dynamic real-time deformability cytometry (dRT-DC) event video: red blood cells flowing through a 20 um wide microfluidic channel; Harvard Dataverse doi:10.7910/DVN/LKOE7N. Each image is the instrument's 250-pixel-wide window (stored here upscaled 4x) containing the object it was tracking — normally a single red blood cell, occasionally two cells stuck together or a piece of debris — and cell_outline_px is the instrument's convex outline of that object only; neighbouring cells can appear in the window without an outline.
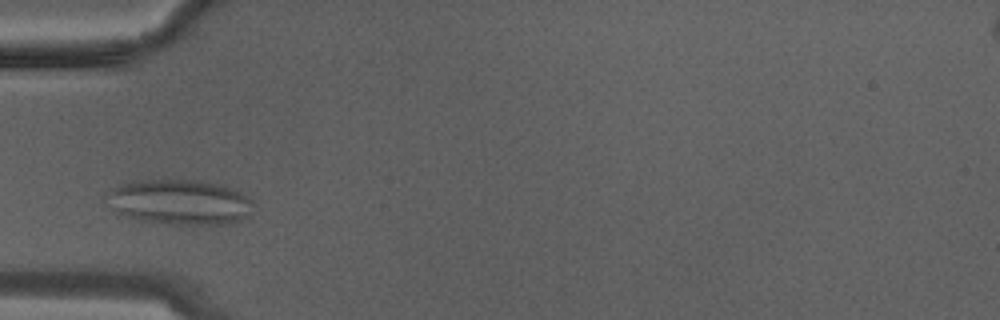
{"species": "Egyptian fruit bat (a non-hibernating species)", "species_latin": "Rousettus aegyptiacus", "temperature_condition": "warm", "stored_images_in_passage": 26, "camera_frame_rate_fps": 3000, "um_per_image_px": 0.085, "animal": {"sex": "male"}, "frame": {"image": 1, "passage_image": 5, "time_ms": 1.333, "image_size_px": [1000, 320], "cell_outline_px": [[252, 216], [232, 224], [156, 224], [140, 220], [112, 212], [108, 192], [120, 184], [132, 180], [200, 180], [224, 184], [248, 196], [252, 200]], "centroid_in_image_um": [15.33, 17.19], "position_along_channel_um": 69.7, "area_um2": 39.25}}